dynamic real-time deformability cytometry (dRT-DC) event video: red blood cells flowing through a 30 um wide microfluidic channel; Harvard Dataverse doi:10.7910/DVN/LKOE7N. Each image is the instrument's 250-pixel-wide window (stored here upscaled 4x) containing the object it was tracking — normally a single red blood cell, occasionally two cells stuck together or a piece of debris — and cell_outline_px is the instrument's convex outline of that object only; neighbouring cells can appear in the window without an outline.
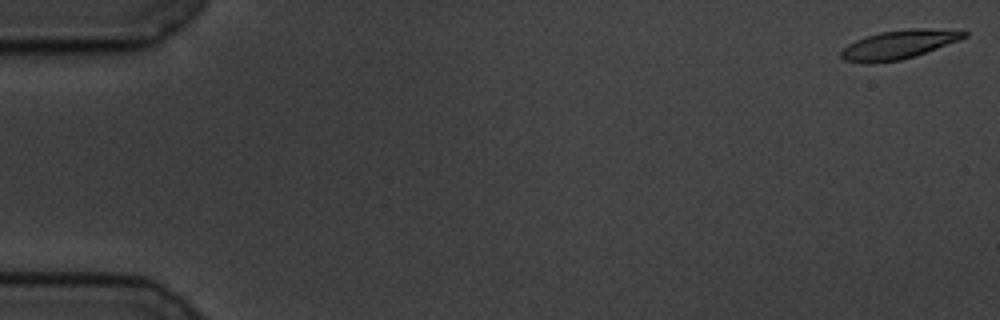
{"species": "common noctule bat (a hibernating species)", "species_latin": "Nyctalus noctula", "temperature_condition": "cold", "stored_images_in_passage": 58, "camera_frame_rate_fps": 3000, "um_per_image_px": 0.085, "animal": {"sex": "male", "body_mass_g": 19.5, "forearm_length_mm": 54.6}, "frame": {"image": 1, "passage_image": 1, "time_ms": 0.0, "image_size_px": [1000, 320], "cell_outline_px": [[968, 36], [960, 40], [916, 56], [900, 60], [868, 64], [864, 64], [844, 60], [840, 56], [840, 52], [848, 44], [856, 40], [880, 32], [912, 28], [924, 28], [968, 32]], "centroid_in_image_um": [76.37, 3.81], "position_along_channel_um": 8.6, "area_um2": 20.63}}
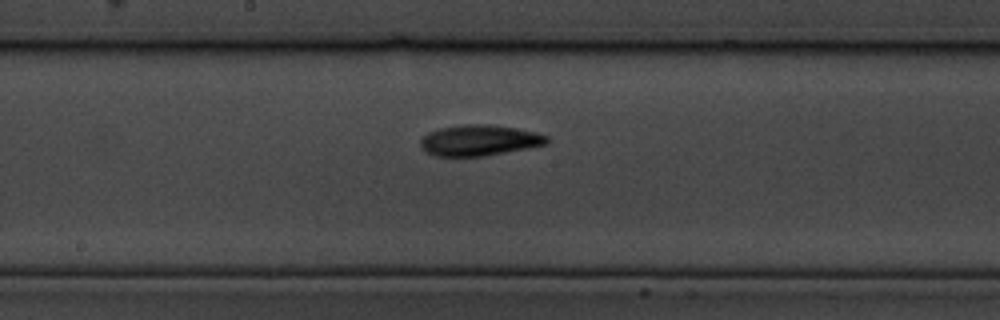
{"frame": {"image": 2, "passage_image": 31, "time_ms": 10.0, "image_size_px": [1000, 320], "cell_outline_px": [[548, 144], [528, 148], [484, 156], [436, 156], [420, 148], [420, 140], [428, 132], [440, 128], [464, 124], [488, 124], [536, 132], [548, 136]], "centroid_in_image_um": [40.73, 11.93], "position_along_channel_um": 207.5, "area_um2": 22.6}}
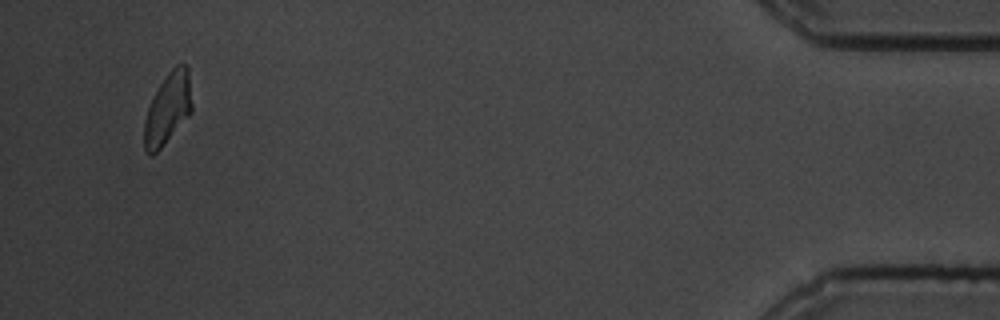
{"frame": {"image": 3, "passage_image": 56, "time_ms": 18.333, "image_size_px": [1000, 320], "cell_outline_px": [[192, 112], [160, 148], [152, 156], [144, 148], [144, 120], [148, 108], [160, 84], [168, 72], [176, 64], [184, 64], [188, 68], [192, 104]], "centroid_in_image_um": [14.27, 9.22], "position_along_channel_um": 420.9, "area_um2": 19.48}, "authors_computed_cell_mechanics": {"area_um2": 20.9236, "velocity_mm_per_s": 3.4407, "shape_relaxation_time_tau1_ms": 4.1816, "shape_relaxation_time_tau2_ms": 5.3096, "deformation_change_tau1": 0.1263, "deformation_change_tau2": 0.1008}}